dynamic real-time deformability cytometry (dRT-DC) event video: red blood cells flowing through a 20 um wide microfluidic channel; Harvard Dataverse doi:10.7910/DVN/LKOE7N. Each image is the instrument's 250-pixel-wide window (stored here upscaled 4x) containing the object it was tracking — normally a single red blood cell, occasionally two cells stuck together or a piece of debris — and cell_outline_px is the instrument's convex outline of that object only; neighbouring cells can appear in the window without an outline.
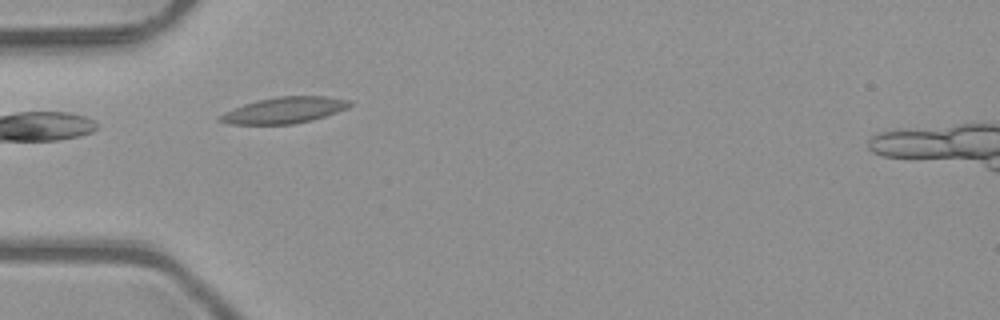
{"species": "common noctule bat (a hibernating species)", "species_latin": "Nyctalus noctula", "temperature_condition": "room temperature", "stored_images_in_passage": 3, "camera_frame_rate_fps": 3000, "um_per_image_px": 0.085, "animal": {"sex": "male", "body_mass_g": 23.1, "forearm_length_mm": 52.7}, "frame": {"image": 1, "passage_image": 2, "time_ms": 0.333, "image_size_px": [1000, 320], "cell_outline_px": [[352, 104], [348, 108], [312, 120], [292, 124], [228, 124], [216, 120], [220, 116], [244, 104], [256, 100], [276, 96], [328, 96], [352, 100]], "centroid_in_image_um": [24.21, 9.36], "position_along_channel_um": 60.8, "area_um2": 19.71}}
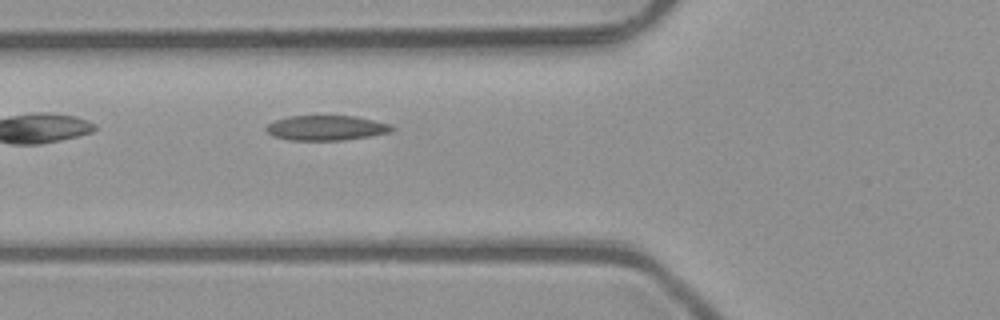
{"frame": {"image": 2, "passage_image": 3, "time_ms": 0.667, "image_size_px": [1000, 320], "cell_outline_px": [[396, 128], [388, 132], [368, 136], [344, 140], [288, 140], [272, 136], [264, 128], [268, 124], [276, 120], [288, 116], [356, 116], [392, 124]], "centroid_in_image_um": [27.72, 10.87], "position_along_channel_um": 98.1, "area_um2": 18.26}}